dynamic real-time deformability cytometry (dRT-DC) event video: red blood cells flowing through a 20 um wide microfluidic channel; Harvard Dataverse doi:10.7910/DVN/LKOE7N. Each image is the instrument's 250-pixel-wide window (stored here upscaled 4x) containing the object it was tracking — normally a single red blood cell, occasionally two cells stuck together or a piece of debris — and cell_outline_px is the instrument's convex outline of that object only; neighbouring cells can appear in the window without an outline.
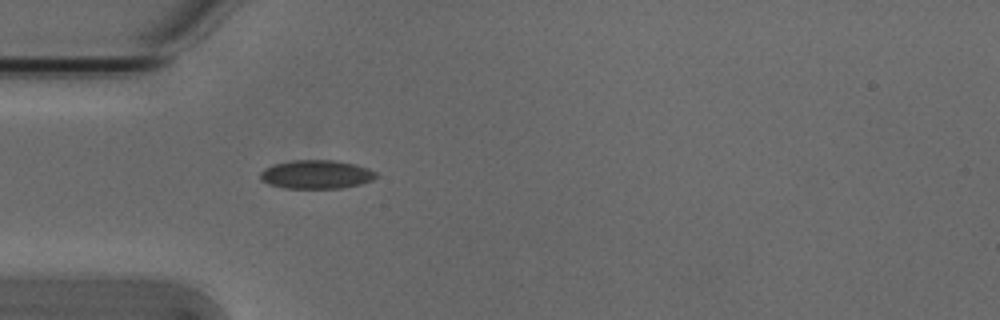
{"species": "Egyptian fruit bat (a non-hibernating species)", "species_latin": "Rousettus aegyptiacus", "temperature_condition": "cold", "stored_images_in_passage": 17, "camera_frame_rate_fps": 3000, "um_per_image_px": 0.085, "animal": {"sex": "male"}, "frame": {"image": 1, "passage_image": 3, "time_ms": 0.667, "image_size_px": [1000, 320], "cell_outline_px": [[376, 176], [372, 180], [360, 184], [340, 188], [284, 188], [268, 184], [260, 180], [260, 172], [264, 168], [272, 164], [292, 160], [332, 160], [352, 164], [368, 168], [376, 172]], "centroid_in_image_um": [26.83, 14.82], "position_along_channel_um": 58.2, "area_um2": 19.31}}
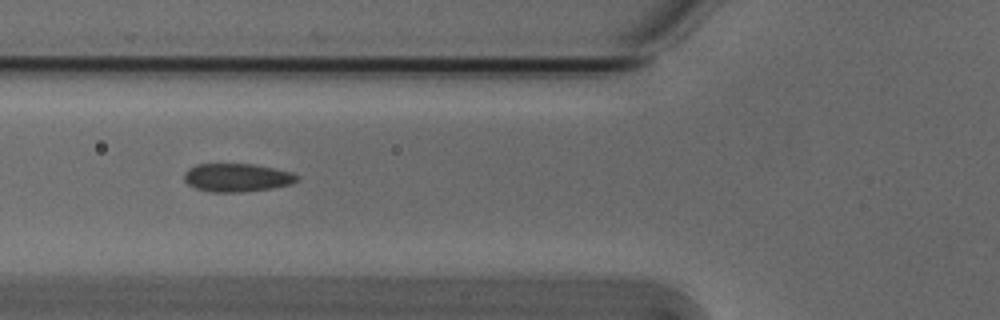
{"frame": {"image": 2, "passage_image": 7, "time_ms": 2.0, "image_size_px": [1000, 320], "cell_outline_px": [[300, 180], [288, 184], [272, 188], [240, 192], [212, 192], [196, 188], [188, 184], [184, 180], [184, 172], [188, 168], [196, 164], [252, 164], [292, 172], [300, 176]], "centroid_in_image_um": [20.13, 15.09], "position_along_channel_um": 105.7, "area_um2": 18.55}}
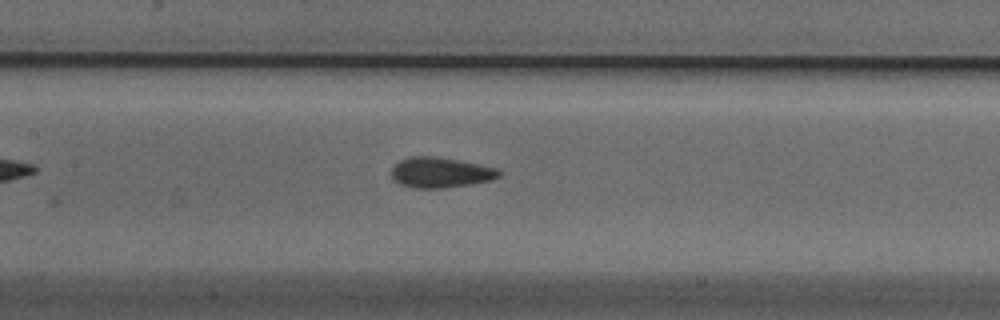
{"frame": {"image": 3, "passage_image": 12, "time_ms": 3.667, "image_size_px": [1000, 320], "cell_outline_px": [[500, 176], [492, 180], [468, 184], [440, 188], [416, 188], [400, 184], [392, 180], [392, 168], [400, 160], [408, 156], [432, 156], [460, 160], [496, 168], [500, 172]], "centroid_in_image_um": [37.41, 14.65], "position_along_channel_um": 170.0, "area_um2": 18.9}}